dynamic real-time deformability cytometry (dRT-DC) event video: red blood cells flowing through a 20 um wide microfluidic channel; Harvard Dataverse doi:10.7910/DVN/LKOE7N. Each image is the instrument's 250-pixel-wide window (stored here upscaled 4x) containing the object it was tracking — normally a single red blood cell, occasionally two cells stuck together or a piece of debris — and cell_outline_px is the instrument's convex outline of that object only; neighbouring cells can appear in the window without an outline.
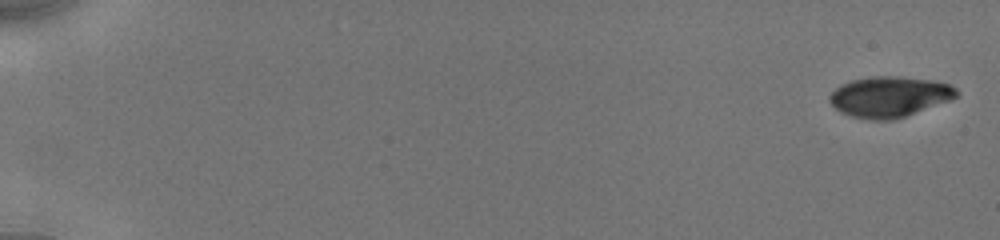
{"species": "human", "species_latin": "Homo sapiens", "temperature_condition": "cold", "stored_images_in_passage": 54, "camera_frame_rate_fps": 3000, "um_per_image_px": 0.085, "donor": {"sex": "male"}, "frame": {"image": 1, "passage_image": 1, "time_ms": 0.0, "image_size_px": [1000, 240], "cell_outline_px": [[960, 92], [956, 96], [948, 100], [904, 116], [892, 120], [868, 120], [852, 116], [840, 112], [828, 100], [828, 96], [840, 84], [852, 80], [872, 76], [896, 76], [932, 80], [948, 84], [956, 88]], "centroid_in_image_um": [75.55, 8.21], "position_along_channel_um": 9.4, "area_um2": 29.77}}
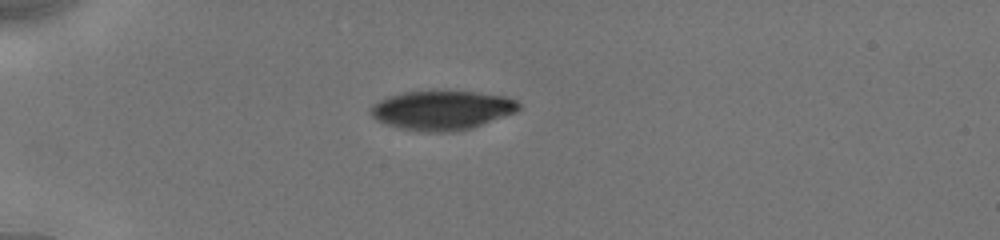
{"frame": {"image": 2, "passage_image": 42, "time_ms": 5.0, "image_size_px": [1000, 240], "cell_outline_px": [[520, 108], [516, 112], [472, 128], [456, 132], [424, 132], [400, 128], [376, 120], [372, 116], [372, 104], [388, 96], [404, 92], [472, 92], [504, 96], [516, 100], [520, 104]], "centroid_in_image_um": [37.58, 9.39], "position_along_channel_um": 47.4, "area_um2": 33.52}}
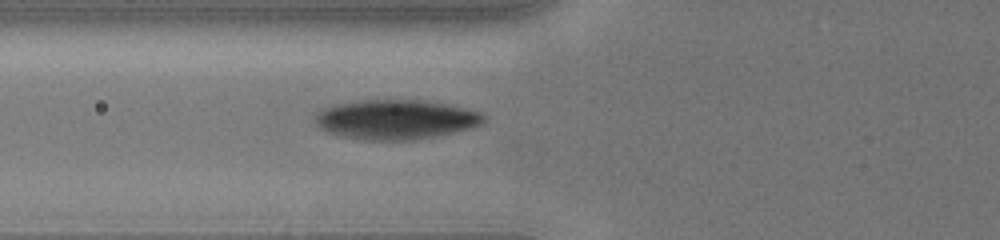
{"frame": {"image": 3, "passage_image": 53, "time_ms": 7.0, "image_size_px": [1000, 240], "cell_outline_px": [[484, 120], [480, 124], [472, 128], [412, 140], [368, 140], [328, 132], [320, 128], [316, 124], [316, 112], [324, 108], [336, 104], [364, 100], [416, 100], [448, 104], [480, 112], [484, 116]], "centroid_in_image_um": [33.64, 10.15], "position_along_channel_um": 92.2, "area_um2": 38.26}}